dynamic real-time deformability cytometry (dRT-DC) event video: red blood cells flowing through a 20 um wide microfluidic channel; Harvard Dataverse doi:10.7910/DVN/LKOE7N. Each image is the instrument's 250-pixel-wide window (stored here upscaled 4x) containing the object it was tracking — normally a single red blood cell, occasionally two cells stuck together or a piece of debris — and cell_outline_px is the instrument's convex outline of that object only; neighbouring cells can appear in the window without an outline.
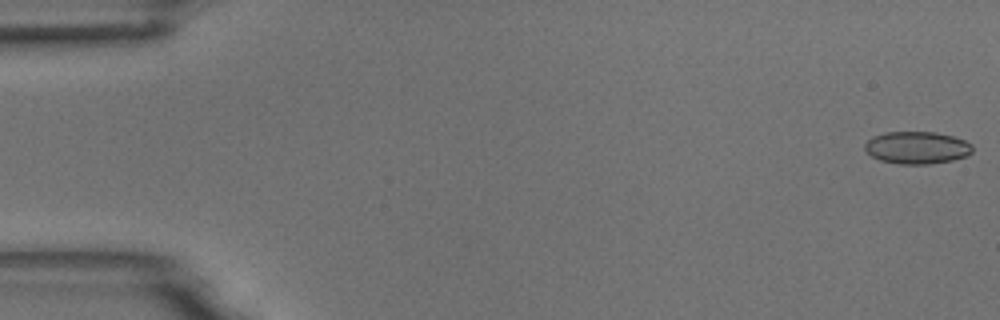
{"species": "common noctule bat (a hibernating species)", "species_latin": "Nyctalus noctula", "temperature_condition": "room temperature", "stored_images_in_passage": 54, "camera_frame_rate_fps": 3000, "um_per_image_px": 0.085, "animal": {"sex": "male", "body_mass_g": 18.8}, "frame": {"image": 1, "passage_image": 1, "time_ms": 0.0, "image_size_px": [1000, 320], "cell_outline_px": [[972, 152], [964, 156], [952, 160], [928, 164], [900, 164], [880, 160], [872, 156], [864, 148], [864, 144], [872, 136], [888, 132], [936, 132], [952, 136], [964, 140], [972, 144]], "centroid_in_image_um": [77.93, 12.54], "position_along_channel_um": 7.1, "area_um2": 20.17}}
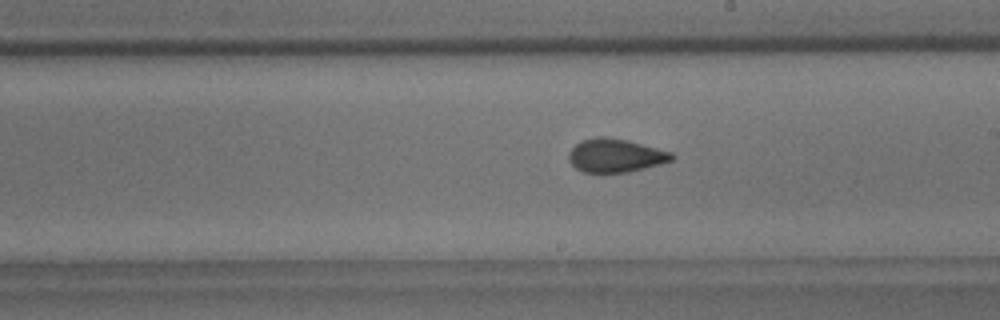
{"frame": {"image": 2, "passage_image": 31, "time_ms": 10.0, "image_size_px": [1000, 320], "cell_outline_px": [[676, 156], [672, 160], [660, 164], [628, 172], [584, 172], [576, 168], [568, 160], [568, 152], [580, 140], [596, 136], [604, 136], [624, 140], [672, 152]], "centroid_in_image_um": [52.28, 13.21], "position_along_channel_um": 236.7, "area_um2": 19.94}}
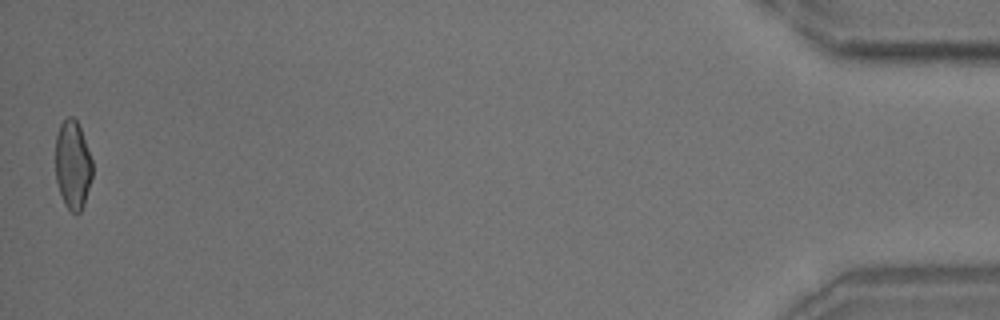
{"frame": {"image": 3, "passage_image": 54, "time_ms": 17.667, "image_size_px": [1000, 320], "cell_outline_px": [[92, 176], [84, 204], [80, 212], [72, 212], [64, 204], [56, 180], [56, 136], [60, 124], [68, 116], [72, 116], [76, 120], [80, 128], [92, 160]], "centroid_in_image_um": [6.18, 14.01], "position_along_channel_um": 429.0, "area_um2": 18.84}, "authors_computed_cell_mechanics": {"area_um2": 20.23, "velocity_mm_per_s": 3.7293, "shape_relaxation_time_tau1_ms": 8.7456, "shape_relaxation_time_tau2_ms": 1.3595, "deformation_change_tau1": 0.1617, "deformation_change_tau2": 0.0804}}